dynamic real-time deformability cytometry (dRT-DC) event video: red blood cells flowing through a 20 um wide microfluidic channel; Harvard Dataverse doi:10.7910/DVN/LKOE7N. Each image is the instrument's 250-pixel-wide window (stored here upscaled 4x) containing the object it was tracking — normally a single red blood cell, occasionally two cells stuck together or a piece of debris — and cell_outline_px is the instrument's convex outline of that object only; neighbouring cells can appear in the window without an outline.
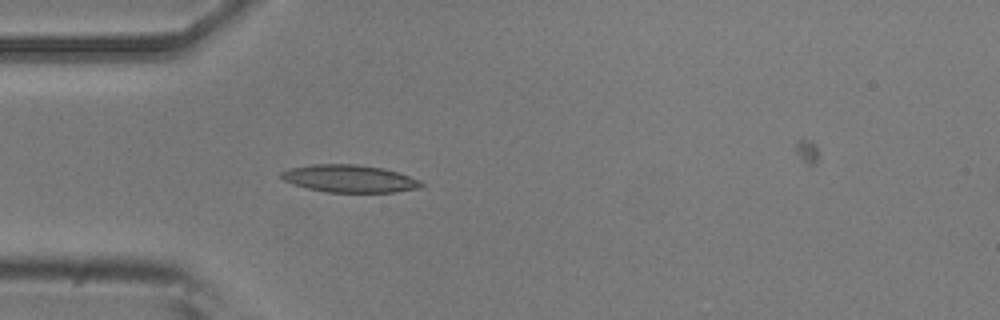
{"species": "common noctule bat (a hibernating species)", "species_latin": "Nyctalus noctula", "temperature_condition": "room temperature", "stored_images_in_passage": 5, "camera_frame_rate_fps": 3000, "um_per_image_px": 0.085, "animal": {"sex": "male", "body_mass_g": 20.5, "forearm_length_mm": 52.5}, "frame": {"image": 1, "passage_image": 4, "time_ms": 3.333, "image_size_px": [1000, 320], "cell_outline_px": [[424, 184], [420, 188], [396, 192], [328, 192], [308, 188], [284, 180], [280, 176], [280, 172], [288, 168], [312, 164], [356, 164], [384, 168], [420, 180]], "centroid_in_image_um": [29.71, 15.17], "position_along_channel_um": 55.3, "area_um2": 22.31}}